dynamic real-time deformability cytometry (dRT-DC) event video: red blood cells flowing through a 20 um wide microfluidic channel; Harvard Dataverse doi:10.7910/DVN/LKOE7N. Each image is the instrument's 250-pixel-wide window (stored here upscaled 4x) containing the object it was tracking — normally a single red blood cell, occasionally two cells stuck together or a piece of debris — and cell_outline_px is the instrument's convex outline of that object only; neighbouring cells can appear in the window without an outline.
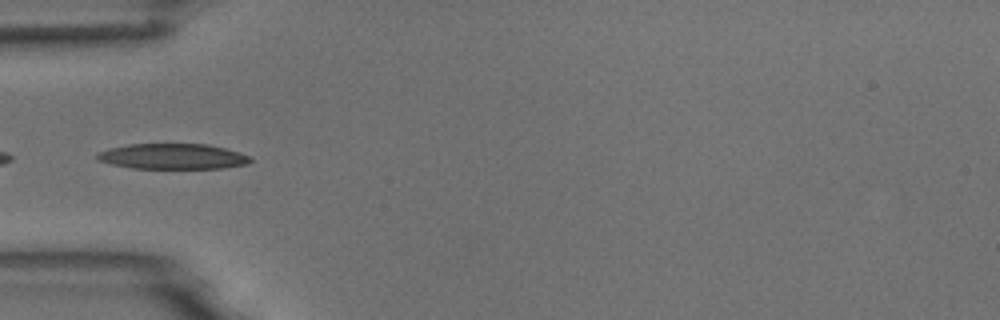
{"species": "common noctule bat (a hibernating species)", "species_latin": "Nyctalus noctula", "temperature_condition": "room temperature", "stored_images_in_passage": 7, "camera_frame_rate_fps": 3000, "um_per_image_px": 0.085, "animal": {"sex": "male", "body_mass_g": 18.8}, "frame": {"image": 1, "passage_image": 4, "time_ms": 3.333, "image_size_px": [1000, 320], "cell_outline_px": [[252, 160], [248, 164], [224, 168], [132, 168], [112, 164], [100, 160], [96, 156], [100, 152], [108, 148], [128, 144], [208, 144], [224, 148], [248, 156]], "centroid_in_image_um": [14.68, 13.29], "position_along_channel_um": 70.3, "area_um2": 22.48}}